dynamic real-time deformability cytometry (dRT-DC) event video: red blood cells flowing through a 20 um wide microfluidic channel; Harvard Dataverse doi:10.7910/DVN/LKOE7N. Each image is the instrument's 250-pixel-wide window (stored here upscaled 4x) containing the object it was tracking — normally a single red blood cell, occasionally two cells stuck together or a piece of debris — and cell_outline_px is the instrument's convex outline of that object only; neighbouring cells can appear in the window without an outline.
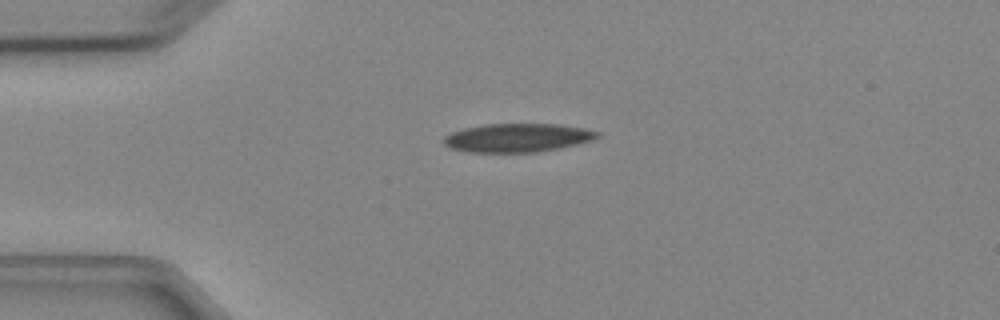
{"species": "Egyptian fruit bat (a non-hibernating species)", "species_latin": "Rousettus aegyptiacus", "temperature_condition": "cold", "stored_images_in_passage": 3, "camera_frame_rate_fps": 3000, "um_per_image_px": 0.085, "animal": {"sex": "female"}, "frame": {"image": 1, "passage_image": 1, "time_ms": 0.0, "image_size_px": [1000, 320], "cell_outline_px": [[600, 136], [592, 140], [560, 148], [536, 152], [468, 152], [452, 148], [444, 144], [444, 136], [452, 132], [464, 128], [484, 124], [560, 124], [584, 128], [600, 132]], "centroid_in_image_um": [44.0, 11.7], "position_along_channel_um": 41.0, "area_um2": 25.55}}